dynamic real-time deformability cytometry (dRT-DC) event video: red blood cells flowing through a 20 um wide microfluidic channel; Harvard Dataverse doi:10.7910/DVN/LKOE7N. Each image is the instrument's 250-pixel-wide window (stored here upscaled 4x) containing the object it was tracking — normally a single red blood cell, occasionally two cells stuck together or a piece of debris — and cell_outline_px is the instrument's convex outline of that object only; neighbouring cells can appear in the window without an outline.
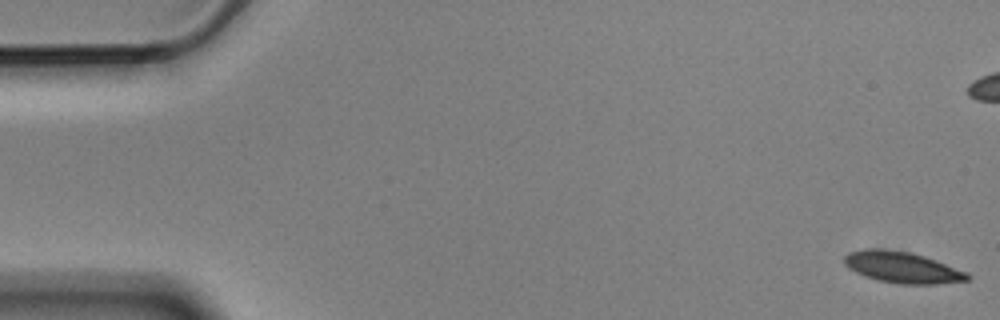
{"species": "Egyptian fruit bat (a non-hibernating species)", "species_latin": "Rousettus aegyptiacus", "temperature_condition": "cold", "stored_images_in_passage": 5, "camera_frame_rate_fps": 3000, "um_per_image_px": 0.085, "animal": {"sex": "male"}, "frame": {"image": 1, "passage_image": 1, "time_ms": 0.0, "image_size_px": [1000, 320], "cell_outline_px": [[972, 276], [968, 280], [932, 284], [900, 284], [876, 280], [864, 276], [848, 268], [844, 264], [844, 256], [848, 252], [864, 248], [884, 248], [912, 252], [936, 260], [968, 272]], "centroid_in_image_um": [76.66, 22.71], "position_along_channel_um": 8.3, "area_um2": 22.72}}